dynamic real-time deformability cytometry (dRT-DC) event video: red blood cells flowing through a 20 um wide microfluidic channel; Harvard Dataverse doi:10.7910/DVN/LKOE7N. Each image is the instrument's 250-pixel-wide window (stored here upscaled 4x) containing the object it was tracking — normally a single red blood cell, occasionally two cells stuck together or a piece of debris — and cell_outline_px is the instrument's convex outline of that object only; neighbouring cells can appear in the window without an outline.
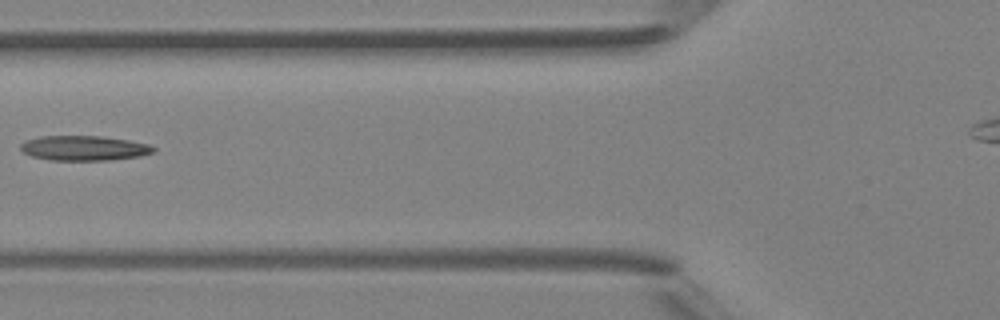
{"species": "Egyptian fruit bat (a non-hibernating species)", "species_latin": "Rousettus aegyptiacus", "temperature_condition": "room temperature", "stored_images_in_passage": 7, "segment_of_instrument_passage": [1, 2], "camera_frame_rate_fps": 3000, "um_per_image_px": 0.085, "animal": {"sex": "female"}, "frame": {"image": 1, "passage_image": 6, "time_ms": 5.667, "image_size_px": [1000, 320], "cell_outline_px": [[156, 152], [140, 156], [112, 160], [48, 160], [32, 156], [24, 152], [20, 148], [20, 144], [28, 140], [40, 136], [100, 136], [128, 140], [148, 144], [156, 148]], "centroid_in_image_um": [7.17, 12.59], "position_along_channel_um": 118.6, "area_um2": 19.25}}